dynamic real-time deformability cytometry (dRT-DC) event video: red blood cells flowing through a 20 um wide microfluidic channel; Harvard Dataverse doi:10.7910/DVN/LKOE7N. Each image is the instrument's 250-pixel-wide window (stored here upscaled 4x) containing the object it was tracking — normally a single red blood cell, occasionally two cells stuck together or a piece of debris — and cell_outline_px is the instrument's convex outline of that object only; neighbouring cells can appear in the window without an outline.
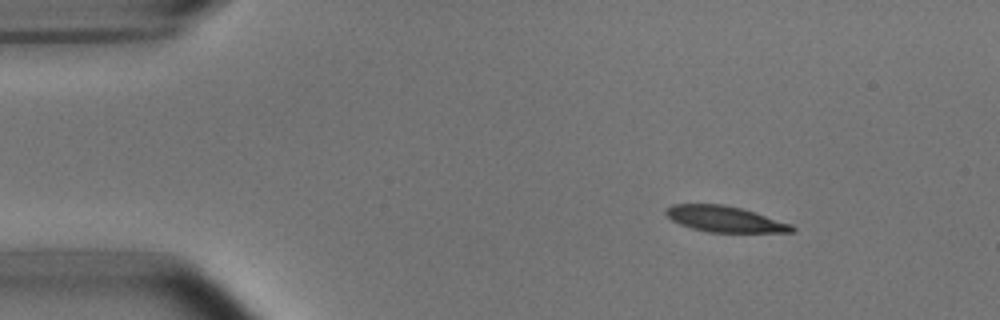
{"species": "common noctule bat (a hibernating species)", "species_latin": "Nyctalus noctula", "temperature_condition": "room temperature", "stored_images_in_passage": 47, "camera_frame_rate_fps": 3000, "um_per_image_px": 0.085, "animal": {"sex": "male", "body_mass_g": 15.6}, "frame": {"image": 1, "passage_image": 1, "time_ms": 0.0, "image_size_px": [1000, 320], "cell_outline_px": [[796, 232], [708, 232], [692, 228], [680, 224], [672, 220], [664, 212], [664, 208], [672, 204], [724, 204], [740, 208], [792, 224], [796, 228]], "centroid_in_image_um": [61.59, 18.62], "position_along_channel_um": 23.4, "area_um2": 18.96}}
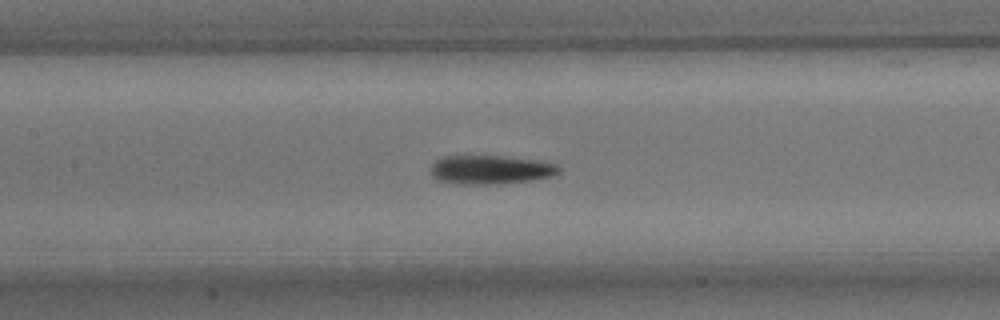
{"frame": {"image": 2, "passage_image": 18, "time_ms": 5.667, "image_size_px": [1000, 320], "cell_outline_px": [[560, 172], [552, 176], [532, 180], [500, 184], [452, 184], [436, 180], [432, 176], [432, 164], [436, 160], [444, 156], [504, 156], [536, 160], [556, 164], [560, 168]], "centroid_in_image_um": [41.68, 14.43], "position_along_channel_um": 165.7, "area_um2": 21.68}}
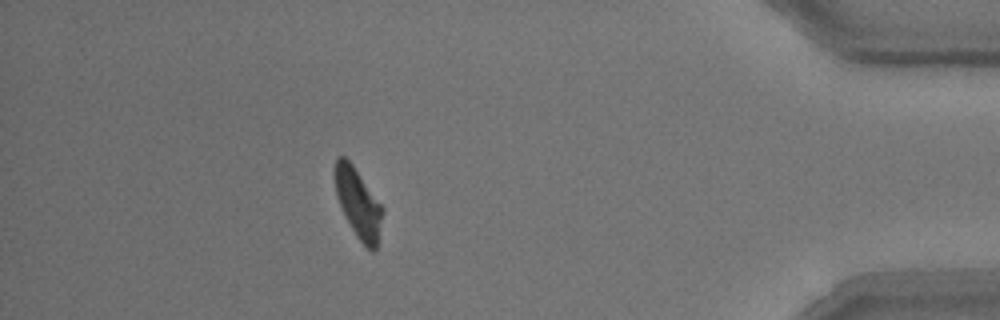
{"frame": {"image": 3, "passage_image": 41, "time_ms": 13.333, "image_size_px": [1000, 320], "cell_outline_px": [[384, 212], [376, 248], [372, 252], [356, 236], [344, 216], [336, 196], [336, 160], [340, 156], [344, 156], [352, 164], [384, 208]], "centroid_in_image_um": [30.47, 17.31], "position_along_channel_um": 404.7, "area_um2": 18.9}, "authors_computed_cell_mechanics": {"area_um2": 20.2878, "velocity_mm_per_s": 3.7502, "shape_relaxation_time_tau1_ms": 3.6404, "shape_relaxation_time_tau2_ms": 6.4471, "deformation_change_tau1": 0.1468, "deformation_change_tau2": 0.1364}}